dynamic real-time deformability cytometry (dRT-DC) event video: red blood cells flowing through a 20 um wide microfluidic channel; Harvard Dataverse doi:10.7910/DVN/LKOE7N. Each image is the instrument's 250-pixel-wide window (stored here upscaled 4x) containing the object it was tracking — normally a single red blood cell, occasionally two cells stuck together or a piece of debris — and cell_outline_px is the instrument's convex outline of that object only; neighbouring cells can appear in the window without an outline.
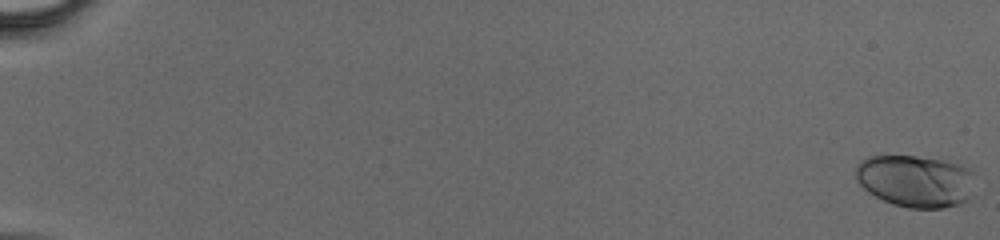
{"species": "human", "species_latin": "Homo sapiens", "temperature_condition": "cold", "stored_images_in_passage": 42, "camera_frame_rate_fps": 3000, "um_per_image_px": 0.085, "donor": {"sex": "male"}, "frame": {"image": 1, "passage_image": 1, "time_ms": 0.0, "image_size_px": [1000, 240], "cell_outline_px": [[972, 172], [968, 200], [944, 208], [908, 208], [892, 204], [868, 192], [856, 180], [856, 164], [860, 160], [868, 156], [916, 156], [944, 160], [960, 164], [968, 168]], "centroid_in_image_um": [77.76, 15.37], "position_along_channel_um": 7.2, "area_um2": 36.01}}
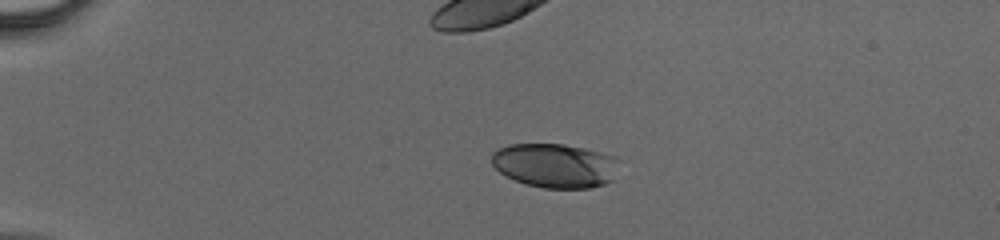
{"frame": {"image": 2, "passage_image": 13, "time_ms": 4.0, "image_size_px": [1000, 240], "cell_outline_px": [[616, 160], [612, 180], [604, 184], [588, 188], [544, 188], [528, 184], [516, 180], [500, 172], [492, 164], [492, 152], [508, 144], [564, 144], [584, 148], [616, 156]], "centroid_in_image_um": [47.15, 14.06], "position_along_channel_um": 37.8, "area_um2": 32.43}}
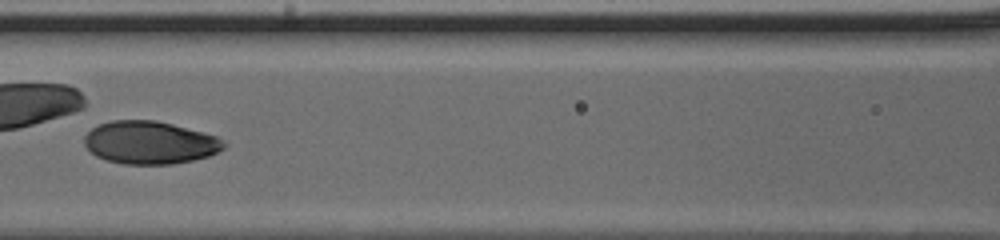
{"frame": {"image": 3, "passage_image": 25, "time_ms": 8.0, "image_size_px": [1000, 240], "cell_outline_px": [[228, 144], [224, 148], [208, 156], [192, 160], [172, 164], [124, 164], [108, 160], [96, 156], [84, 144], [84, 136], [92, 128], [100, 124], [112, 120], [156, 120], [172, 124], [216, 136]], "centroid_in_image_um": [12.73, 12.12], "position_along_channel_um": 153.9, "area_um2": 34.56}}